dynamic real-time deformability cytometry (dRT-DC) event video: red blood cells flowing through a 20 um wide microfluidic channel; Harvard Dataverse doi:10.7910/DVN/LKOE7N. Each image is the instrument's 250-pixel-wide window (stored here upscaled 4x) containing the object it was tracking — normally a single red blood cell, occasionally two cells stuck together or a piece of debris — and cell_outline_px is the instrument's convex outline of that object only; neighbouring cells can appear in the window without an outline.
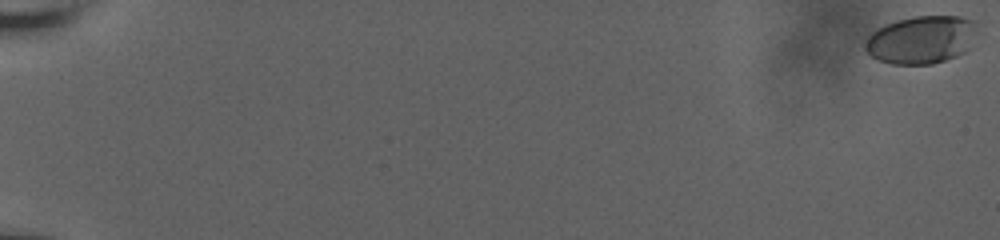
{"species": "human", "species_latin": "Homo sapiens", "temperature_condition": "room temperature", "stored_images_in_passage": 20, "camera_frame_rate_fps": 3000, "um_per_image_px": 0.085, "donor": {"sex": "male"}, "frame": {"image": 1, "passage_image": 1, "time_ms": 0.0, "image_size_px": [1000, 240], "cell_outline_px": [[976, 32], [964, 52], [956, 56], [932, 64], [892, 64], [880, 60], [872, 56], [864, 48], [864, 40], [872, 32], [896, 20], [916, 16], [960, 16], [976, 20]], "centroid_in_image_um": [78.31, 3.36], "position_along_channel_um": 6.7, "area_um2": 31.04}}
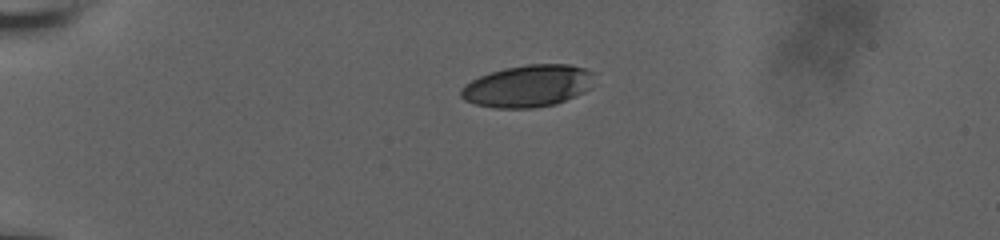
{"frame": {"image": 2, "passage_image": 15, "time_ms": 5.667, "image_size_px": [1000, 240], "cell_outline_px": [[592, 88], [584, 92], [556, 104], [532, 108], [496, 108], [476, 104], [464, 100], [460, 96], [460, 88], [472, 80], [480, 76], [504, 68], [528, 64], [568, 64], [584, 68], [592, 72]], "centroid_in_image_um": [44.87, 7.31], "position_along_channel_um": 40.1, "area_um2": 32.6}}
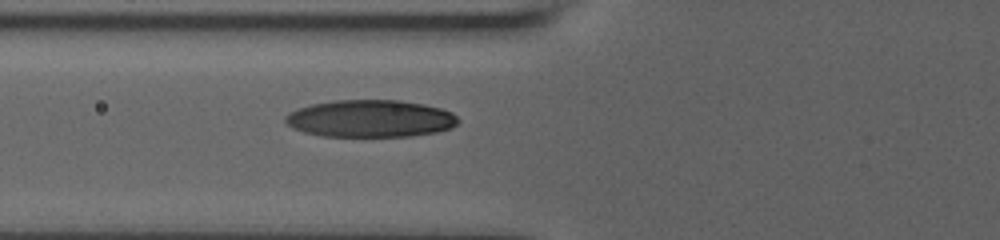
{"frame": {"image": 3, "passage_image": 20, "time_ms": 8.667, "image_size_px": [1000, 240], "cell_outline_px": [[460, 120], [452, 128], [436, 132], [412, 136], [320, 136], [304, 132], [292, 128], [284, 120], [284, 116], [300, 108], [312, 104], [336, 100], [400, 100], [424, 104], [440, 108], [452, 112]], "centroid_in_image_um": [31.5, 10.08], "position_along_channel_um": 94.3, "area_um2": 37.51}}